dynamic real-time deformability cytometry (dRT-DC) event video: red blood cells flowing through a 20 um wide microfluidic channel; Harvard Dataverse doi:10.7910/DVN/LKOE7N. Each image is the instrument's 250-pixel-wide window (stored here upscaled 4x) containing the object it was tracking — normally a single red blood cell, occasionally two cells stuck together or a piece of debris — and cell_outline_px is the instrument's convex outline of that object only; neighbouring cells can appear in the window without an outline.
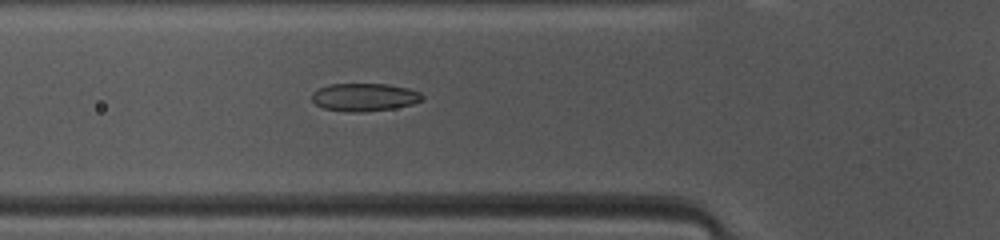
{"species": "common noctule bat (a hibernating species)", "species_latin": "Nyctalus noctula", "temperature_condition": "warm", "stored_images_in_passage": 47, "camera_frame_rate_fps": 3000, "um_per_image_px": 0.085, "animal": {"sex": "female", "body_mass_g": 10.0, "forearm_length_mm": 53.1}, "frame": {"image": 1, "passage_image": 15, "time_ms": 4.667, "image_size_px": [1000, 240], "cell_outline_px": [[424, 100], [412, 104], [396, 108], [364, 112], [352, 112], [324, 108], [316, 104], [312, 100], [312, 92], [328, 84], [388, 84], [408, 88], [420, 92], [424, 96]], "centroid_in_image_um": [31.01, 8.26], "position_along_channel_um": 94.8, "area_um2": 18.03}}
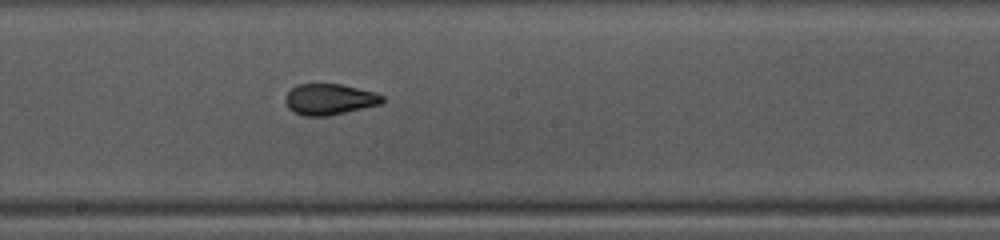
{"frame": {"image": 2, "passage_image": 24, "time_ms": 7.667, "image_size_px": [1000, 240], "cell_outline_px": [[384, 100], [380, 104], [328, 116], [304, 116], [288, 108], [284, 100], [284, 96], [296, 84], [340, 84], [376, 92], [384, 96]], "centroid_in_image_um": [27.99, 8.43], "position_along_channel_um": 220.2, "area_um2": 17.51}}
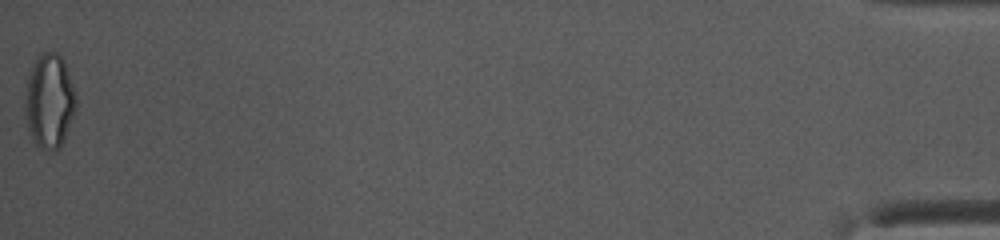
{"frame": {"image": 3, "passage_image": 47, "time_ms": 15.333, "image_size_px": [1000, 240], "cell_outline_px": [[76, 108], [64, 140], [60, 148], [40, 148], [36, 144], [28, 128], [24, 108], [28, 80], [32, 68], [36, 60], [44, 52], [56, 52], [60, 56], [64, 64], [72, 84], [76, 96]], "centroid_in_image_um": [4.21, 8.61], "position_along_channel_um": 431.0, "area_um2": 27.17}, "authors_computed_cell_mechanics": {"area_um2": 18.3804, "velocity_mm_per_s": 4.1504, "shape_relaxation_time_tau1_ms": null, "shape_relaxation_time_tau2_ms": 0.9671, "deformation_change_tau1": null, "deformation_change_tau2": 0.0729}}